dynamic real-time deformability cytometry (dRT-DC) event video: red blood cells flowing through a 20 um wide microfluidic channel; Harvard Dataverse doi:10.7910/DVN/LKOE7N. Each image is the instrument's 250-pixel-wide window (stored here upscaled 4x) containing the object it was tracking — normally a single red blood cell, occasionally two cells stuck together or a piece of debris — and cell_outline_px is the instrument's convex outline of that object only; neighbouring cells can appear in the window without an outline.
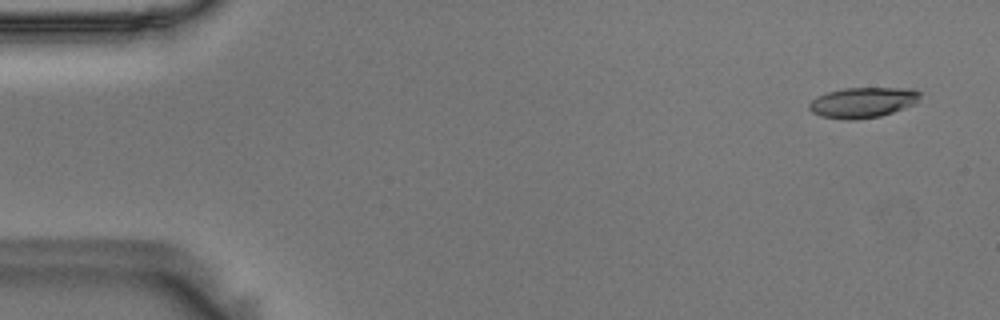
{"species": "Egyptian fruit bat (a non-hibernating species)", "species_latin": "Rousettus aegyptiacus", "temperature_condition": "room temperature", "stored_images_in_passage": 54, "camera_frame_rate_fps": 3000, "um_per_image_px": 0.085, "animal": {"sex": "male"}, "frame": {"image": 1, "passage_image": 2, "time_ms": 0.333, "image_size_px": [1000, 320], "cell_outline_px": [[920, 96], [916, 104], [880, 116], [852, 120], [844, 120], [820, 116], [812, 112], [808, 108], [808, 104], [816, 96], [828, 92], [844, 88], [912, 88], [920, 92]], "centroid_in_image_um": [73.32, 8.71], "position_along_channel_um": 11.7, "area_um2": 19.77}}
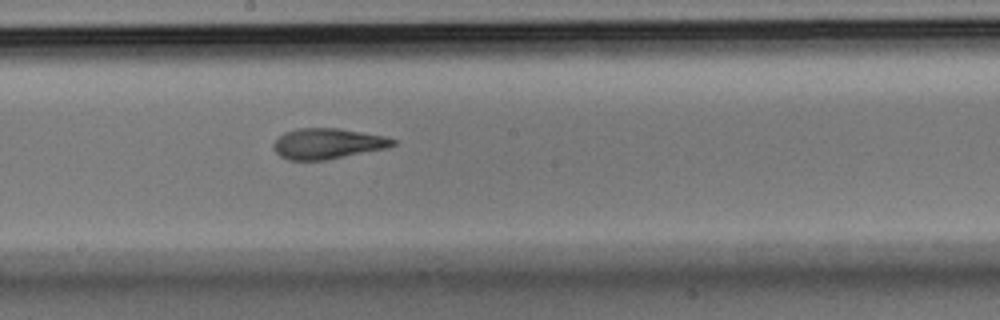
{"frame": {"image": 2, "passage_image": 29, "time_ms": 9.333, "image_size_px": [1000, 320], "cell_outline_px": [[396, 144], [388, 148], [324, 160], [288, 160], [280, 156], [272, 148], [272, 144], [276, 136], [284, 132], [296, 128], [340, 128], [388, 136], [396, 140]], "centroid_in_image_um": [27.83, 12.19], "position_along_channel_um": 220.4, "area_um2": 21.68}}
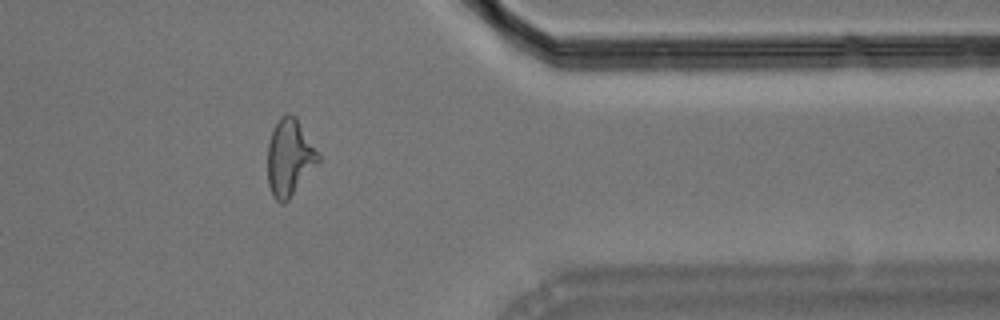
{"frame": {"image": 3, "passage_image": 44, "time_ms": 14.333, "image_size_px": [1000, 320], "cell_outline_px": [[320, 160], [288, 200], [284, 204], [280, 204], [272, 196], [268, 184], [268, 140], [280, 116], [288, 112], [296, 116], [320, 156]], "centroid_in_image_um": [24.59, 13.39], "position_along_channel_um": 386.8, "area_um2": 22.54}, "authors_computed_cell_mechanics": {"area_um2": 21.5016, "velocity_mm_per_s": 3.6539, "shape_relaxation_time_tau1_ms": 5.9889, "shape_relaxation_time_tau2_ms": 2.1608, "deformation_change_tau1": 0.2067, "deformation_change_tau2": 0.1187}}